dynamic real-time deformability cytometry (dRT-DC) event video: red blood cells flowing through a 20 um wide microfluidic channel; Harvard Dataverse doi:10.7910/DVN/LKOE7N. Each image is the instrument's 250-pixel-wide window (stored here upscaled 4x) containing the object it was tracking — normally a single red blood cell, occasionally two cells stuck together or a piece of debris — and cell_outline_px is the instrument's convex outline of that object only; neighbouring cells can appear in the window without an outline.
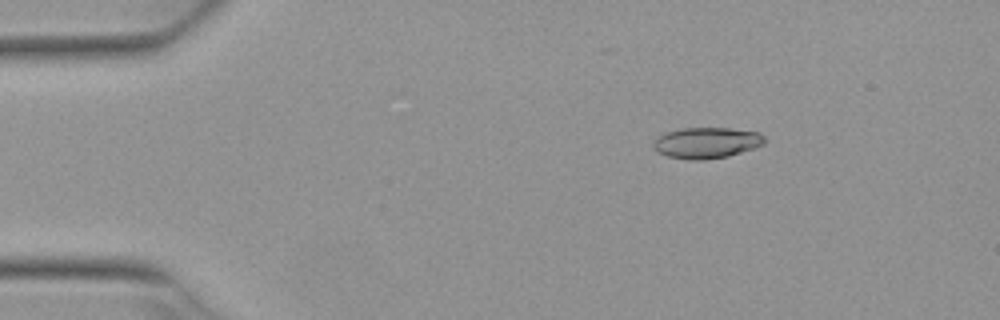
{"species": "Egyptian fruit bat (a non-hibernating species)", "species_latin": "Rousettus aegyptiacus", "temperature_condition": "warm", "stored_images_in_passage": 4, "camera_frame_rate_fps": 3000, "um_per_image_px": 0.085, "animal": {"sex": "female"}, "frame": {"image": 1, "passage_image": 2, "time_ms": 0.333, "image_size_px": [1000, 320], "cell_outline_px": [[764, 144], [728, 156], [704, 160], [688, 160], [668, 156], [656, 152], [652, 148], [652, 144], [660, 136], [668, 132], [684, 128], [728, 128], [760, 132], [764, 136]], "centroid_in_image_um": [60.05, 12.14], "position_along_channel_um": 25.0, "area_um2": 19.94}}